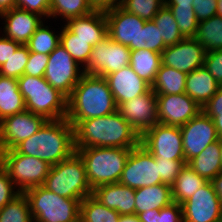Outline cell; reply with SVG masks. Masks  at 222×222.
Instances as JSON below:
<instances>
[{
    "instance_id": "22",
    "label": "cell",
    "mask_w": 222,
    "mask_h": 222,
    "mask_svg": "<svg viewBox=\"0 0 222 222\" xmlns=\"http://www.w3.org/2000/svg\"><path fill=\"white\" fill-rule=\"evenodd\" d=\"M92 196L120 215L135 214V189L120 183L100 185L92 190Z\"/></svg>"
},
{
    "instance_id": "43",
    "label": "cell",
    "mask_w": 222,
    "mask_h": 222,
    "mask_svg": "<svg viewBox=\"0 0 222 222\" xmlns=\"http://www.w3.org/2000/svg\"><path fill=\"white\" fill-rule=\"evenodd\" d=\"M16 190V191H15ZM21 192L9 178L7 171L0 164V209Z\"/></svg>"
},
{
    "instance_id": "35",
    "label": "cell",
    "mask_w": 222,
    "mask_h": 222,
    "mask_svg": "<svg viewBox=\"0 0 222 222\" xmlns=\"http://www.w3.org/2000/svg\"><path fill=\"white\" fill-rule=\"evenodd\" d=\"M87 0H50V18L69 19L82 17L92 13Z\"/></svg>"
},
{
    "instance_id": "8",
    "label": "cell",
    "mask_w": 222,
    "mask_h": 222,
    "mask_svg": "<svg viewBox=\"0 0 222 222\" xmlns=\"http://www.w3.org/2000/svg\"><path fill=\"white\" fill-rule=\"evenodd\" d=\"M0 164L21 193L42 186L51 168L48 162L22 155L15 149L1 151Z\"/></svg>"
},
{
    "instance_id": "48",
    "label": "cell",
    "mask_w": 222,
    "mask_h": 222,
    "mask_svg": "<svg viewBox=\"0 0 222 222\" xmlns=\"http://www.w3.org/2000/svg\"><path fill=\"white\" fill-rule=\"evenodd\" d=\"M159 222H184L182 205L172 202L159 211Z\"/></svg>"
},
{
    "instance_id": "24",
    "label": "cell",
    "mask_w": 222,
    "mask_h": 222,
    "mask_svg": "<svg viewBox=\"0 0 222 222\" xmlns=\"http://www.w3.org/2000/svg\"><path fill=\"white\" fill-rule=\"evenodd\" d=\"M220 84L204 67H199L186 76L185 93L201 108L217 93Z\"/></svg>"
},
{
    "instance_id": "57",
    "label": "cell",
    "mask_w": 222,
    "mask_h": 222,
    "mask_svg": "<svg viewBox=\"0 0 222 222\" xmlns=\"http://www.w3.org/2000/svg\"><path fill=\"white\" fill-rule=\"evenodd\" d=\"M218 139H222V118H213Z\"/></svg>"
},
{
    "instance_id": "30",
    "label": "cell",
    "mask_w": 222,
    "mask_h": 222,
    "mask_svg": "<svg viewBox=\"0 0 222 222\" xmlns=\"http://www.w3.org/2000/svg\"><path fill=\"white\" fill-rule=\"evenodd\" d=\"M161 65V53L146 49L132 50L130 66L142 79L152 85Z\"/></svg>"
},
{
    "instance_id": "45",
    "label": "cell",
    "mask_w": 222,
    "mask_h": 222,
    "mask_svg": "<svg viewBox=\"0 0 222 222\" xmlns=\"http://www.w3.org/2000/svg\"><path fill=\"white\" fill-rule=\"evenodd\" d=\"M203 66L222 85V49L207 52Z\"/></svg>"
},
{
    "instance_id": "4",
    "label": "cell",
    "mask_w": 222,
    "mask_h": 222,
    "mask_svg": "<svg viewBox=\"0 0 222 222\" xmlns=\"http://www.w3.org/2000/svg\"><path fill=\"white\" fill-rule=\"evenodd\" d=\"M84 162L92 190L100 185L119 183L131 149L116 147L75 148Z\"/></svg>"
},
{
    "instance_id": "47",
    "label": "cell",
    "mask_w": 222,
    "mask_h": 222,
    "mask_svg": "<svg viewBox=\"0 0 222 222\" xmlns=\"http://www.w3.org/2000/svg\"><path fill=\"white\" fill-rule=\"evenodd\" d=\"M217 0H194L193 10L198 22L216 15Z\"/></svg>"
},
{
    "instance_id": "28",
    "label": "cell",
    "mask_w": 222,
    "mask_h": 222,
    "mask_svg": "<svg viewBox=\"0 0 222 222\" xmlns=\"http://www.w3.org/2000/svg\"><path fill=\"white\" fill-rule=\"evenodd\" d=\"M207 182L206 179L199 176L188 164H185L171 186L173 202L182 204Z\"/></svg>"
},
{
    "instance_id": "9",
    "label": "cell",
    "mask_w": 222,
    "mask_h": 222,
    "mask_svg": "<svg viewBox=\"0 0 222 222\" xmlns=\"http://www.w3.org/2000/svg\"><path fill=\"white\" fill-rule=\"evenodd\" d=\"M81 69V70H80ZM83 68L59 44L50 54L44 72V78L53 88L59 90L67 98L83 76Z\"/></svg>"
},
{
    "instance_id": "51",
    "label": "cell",
    "mask_w": 222,
    "mask_h": 222,
    "mask_svg": "<svg viewBox=\"0 0 222 222\" xmlns=\"http://www.w3.org/2000/svg\"><path fill=\"white\" fill-rule=\"evenodd\" d=\"M124 0H87L93 11L107 12L121 7Z\"/></svg>"
},
{
    "instance_id": "39",
    "label": "cell",
    "mask_w": 222,
    "mask_h": 222,
    "mask_svg": "<svg viewBox=\"0 0 222 222\" xmlns=\"http://www.w3.org/2000/svg\"><path fill=\"white\" fill-rule=\"evenodd\" d=\"M164 5L163 0H124L121 8L142 20L151 21Z\"/></svg>"
},
{
    "instance_id": "33",
    "label": "cell",
    "mask_w": 222,
    "mask_h": 222,
    "mask_svg": "<svg viewBox=\"0 0 222 222\" xmlns=\"http://www.w3.org/2000/svg\"><path fill=\"white\" fill-rule=\"evenodd\" d=\"M60 31V44L80 67L83 68L87 64L92 51V46L89 44V41L77 38L65 25Z\"/></svg>"
},
{
    "instance_id": "50",
    "label": "cell",
    "mask_w": 222,
    "mask_h": 222,
    "mask_svg": "<svg viewBox=\"0 0 222 222\" xmlns=\"http://www.w3.org/2000/svg\"><path fill=\"white\" fill-rule=\"evenodd\" d=\"M21 45L10 38L0 36V67L15 53Z\"/></svg>"
},
{
    "instance_id": "15",
    "label": "cell",
    "mask_w": 222,
    "mask_h": 222,
    "mask_svg": "<svg viewBox=\"0 0 222 222\" xmlns=\"http://www.w3.org/2000/svg\"><path fill=\"white\" fill-rule=\"evenodd\" d=\"M180 129L186 163L199 155L208 145L218 141L213 119L203 111H200Z\"/></svg>"
},
{
    "instance_id": "25",
    "label": "cell",
    "mask_w": 222,
    "mask_h": 222,
    "mask_svg": "<svg viewBox=\"0 0 222 222\" xmlns=\"http://www.w3.org/2000/svg\"><path fill=\"white\" fill-rule=\"evenodd\" d=\"M173 202L171 186L161 183L135 189V214L146 210H160Z\"/></svg>"
},
{
    "instance_id": "14",
    "label": "cell",
    "mask_w": 222,
    "mask_h": 222,
    "mask_svg": "<svg viewBox=\"0 0 222 222\" xmlns=\"http://www.w3.org/2000/svg\"><path fill=\"white\" fill-rule=\"evenodd\" d=\"M47 121L42 115L25 110L0 121V152L14 149L35 134Z\"/></svg>"
},
{
    "instance_id": "37",
    "label": "cell",
    "mask_w": 222,
    "mask_h": 222,
    "mask_svg": "<svg viewBox=\"0 0 222 222\" xmlns=\"http://www.w3.org/2000/svg\"><path fill=\"white\" fill-rule=\"evenodd\" d=\"M0 222H33L30 205L24 193L0 209Z\"/></svg>"
},
{
    "instance_id": "46",
    "label": "cell",
    "mask_w": 222,
    "mask_h": 222,
    "mask_svg": "<svg viewBox=\"0 0 222 222\" xmlns=\"http://www.w3.org/2000/svg\"><path fill=\"white\" fill-rule=\"evenodd\" d=\"M16 8L50 18V0H16Z\"/></svg>"
},
{
    "instance_id": "59",
    "label": "cell",
    "mask_w": 222,
    "mask_h": 222,
    "mask_svg": "<svg viewBox=\"0 0 222 222\" xmlns=\"http://www.w3.org/2000/svg\"><path fill=\"white\" fill-rule=\"evenodd\" d=\"M218 143H219V147H220V159H221V163H222V139H218Z\"/></svg>"
},
{
    "instance_id": "7",
    "label": "cell",
    "mask_w": 222,
    "mask_h": 222,
    "mask_svg": "<svg viewBox=\"0 0 222 222\" xmlns=\"http://www.w3.org/2000/svg\"><path fill=\"white\" fill-rule=\"evenodd\" d=\"M24 194L33 222H79L81 199L59 196L43 186L30 188Z\"/></svg>"
},
{
    "instance_id": "6",
    "label": "cell",
    "mask_w": 222,
    "mask_h": 222,
    "mask_svg": "<svg viewBox=\"0 0 222 222\" xmlns=\"http://www.w3.org/2000/svg\"><path fill=\"white\" fill-rule=\"evenodd\" d=\"M42 186L69 199L83 200L92 195L84 162L76 152L68 159L52 165Z\"/></svg>"
},
{
    "instance_id": "27",
    "label": "cell",
    "mask_w": 222,
    "mask_h": 222,
    "mask_svg": "<svg viewBox=\"0 0 222 222\" xmlns=\"http://www.w3.org/2000/svg\"><path fill=\"white\" fill-rule=\"evenodd\" d=\"M219 143L208 145L199 155L187 164L201 177L211 181L222 171Z\"/></svg>"
},
{
    "instance_id": "40",
    "label": "cell",
    "mask_w": 222,
    "mask_h": 222,
    "mask_svg": "<svg viewBox=\"0 0 222 222\" xmlns=\"http://www.w3.org/2000/svg\"><path fill=\"white\" fill-rule=\"evenodd\" d=\"M29 53L28 47L21 45L0 67V75L15 79L21 77L28 62Z\"/></svg>"
},
{
    "instance_id": "56",
    "label": "cell",
    "mask_w": 222,
    "mask_h": 222,
    "mask_svg": "<svg viewBox=\"0 0 222 222\" xmlns=\"http://www.w3.org/2000/svg\"><path fill=\"white\" fill-rule=\"evenodd\" d=\"M118 222H141L139 217L134 215H120Z\"/></svg>"
},
{
    "instance_id": "10",
    "label": "cell",
    "mask_w": 222,
    "mask_h": 222,
    "mask_svg": "<svg viewBox=\"0 0 222 222\" xmlns=\"http://www.w3.org/2000/svg\"><path fill=\"white\" fill-rule=\"evenodd\" d=\"M119 183L133 189L162 183L155 157L141 144L131 149Z\"/></svg>"
},
{
    "instance_id": "41",
    "label": "cell",
    "mask_w": 222,
    "mask_h": 222,
    "mask_svg": "<svg viewBox=\"0 0 222 222\" xmlns=\"http://www.w3.org/2000/svg\"><path fill=\"white\" fill-rule=\"evenodd\" d=\"M159 169L161 182L172 186L177 179L182 167L187 164L185 160L155 159Z\"/></svg>"
},
{
    "instance_id": "44",
    "label": "cell",
    "mask_w": 222,
    "mask_h": 222,
    "mask_svg": "<svg viewBox=\"0 0 222 222\" xmlns=\"http://www.w3.org/2000/svg\"><path fill=\"white\" fill-rule=\"evenodd\" d=\"M49 55L30 52L28 62L24 69L25 75L34 77H44V72L48 64Z\"/></svg>"
},
{
    "instance_id": "34",
    "label": "cell",
    "mask_w": 222,
    "mask_h": 222,
    "mask_svg": "<svg viewBox=\"0 0 222 222\" xmlns=\"http://www.w3.org/2000/svg\"><path fill=\"white\" fill-rule=\"evenodd\" d=\"M153 22L156 24L160 32V37L163 39L164 45H175L184 37L180 33L178 24L173 16L172 11L164 5L153 18Z\"/></svg>"
},
{
    "instance_id": "12",
    "label": "cell",
    "mask_w": 222,
    "mask_h": 222,
    "mask_svg": "<svg viewBox=\"0 0 222 222\" xmlns=\"http://www.w3.org/2000/svg\"><path fill=\"white\" fill-rule=\"evenodd\" d=\"M140 144L155 159L185 160L180 127L156 124L140 136Z\"/></svg>"
},
{
    "instance_id": "11",
    "label": "cell",
    "mask_w": 222,
    "mask_h": 222,
    "mask_svg": "<svg viewBox=\"0 0 222 222\" xmlns=\"http://www.w3.org/2000/svg\"><path fill=\"white\" fill-rule=\"evenodd\" d=\"M131 50L115 42L109 36L92 47L89 60L83 72L105 77L130 65Z\"/></svg>"
},
{
    "instance_id": "21",
    "label": "cell",
    "mask_w": 222,
    "mask_h": 222,
    "mask_svg": "<svg viewBox=\"0 0 222 222\" xmlns=\"http://www.w3.org/2000/svg\"><path fill=\"white\" fill-rule=\"evenodd\" d=\"M117 107L125 101L147 93L151 85L140 78L130 65L105 76Z\"/></svg>"
},
{
    "instance_id": "3",
    "label": "cell",
    "mask_w": 222,
    "mask_h": 222,
    "mask_svg": "<svg viewBox=\"0 0 222 222\" xmlns=\"http://www.w3.org/2000/svg\"><path fill=\"white\" fill-rule=\"evenodd\" d=\"M14 149L22 155L44 160L51 166L58 164L76 152L74 127L66 118L47 120L35 134Z\"/></svg>"
},
{
    "instance_id": "58",
    "label": "cell",
    "mask_w": 222,
    "mask_h": 222,
    "mask_svg": "<svg viewBox=\"0 0 222 222\" xmlns=\"http://www.w3.org/2000/svg\"><path fill=\"white\" fill-rule=\"evenodd\" d=\"M216 16L222 17V0H217Z\"/></svg>"
},
{
    "instance_id": "1",
    "label": "cell",
    "mask_w": 222,
    "mask_h": 222,
    "mask_svg": "<svg viewBox=\"0 0 222 222\" xmlns=\"http://www.w3.org/2000/svg\"><path fill=\"white\" fill-rule=\"evenodd\" d=\"M75 148L116 147L132 149L140 135L118 110L109 115L80 121L74 127Z\"/></svg>"
},
{
    "instance_id": "38",
    "label": "cell",
    "mask_w": 222,
    "mask_h": 222,
    "mask_svg": "<svg viewBox=\"0 0 222 222\" xmlns=\"http://www.w3.org/2000/svg\"><path fill=\"white\" fill-rule=\"evenodd\" d=\"M166 6L172 11L182 36L184 38H194L197 32L198 20L196 19L193 6Z\"/></svg>"
},
{
    "instance_id": "2",
    "label": "cell",
    "mask_w": 222,
    "mask_h": 222,
    "mask_svg": "<svg viewBox=\"0 0 222 222\" xmlns=\"http://www.w3.org/2000/svg\"><path fill=\"white\" fill-rule=\"evenodd\" d=\"M117 111L105 77L84 73L67 100L66 119L75 127L80 121Z\"/></svg>"
},
{
    "instance_id": "42",
    "label": "cell",
    "mask_w": 222,
    "mask_h": 222,
    "mask_svg": "<svg viewBox=\"0 0 222 222\" xmlns=\"http://www.w3.org/2000/svg\"><path fill=\"white\" fill-rule=\"evenodd\" d=\"M143 30L144 41L146 42L145 49L161 53L166 48V46L164 45L163 39L160 37L159 29L153 20L145 21Z\"/></svg>"
},
{
    "instance_id": "36",
    "label": "cell",
    "mask_w": 222,
    "mask_h": 222,
    "mask_svg": "<svg viewBox=\"0 0 222 222\" xmlns=\"http://www.w3.org/2000/svg\"><path fill=\"white\" fill-rule=\"evenodd\" d=\"M60 44V33L49 29L44 22L37 28L35 33L30 37L26 46L30 52L42 53L49 55Z\"/></svg>"
},
{
    "instance_id": "26",
    "label": "cell",
    "mask_w": 222,
    "mask_h": 222,
    "mask_svg": "<svg viewBox=\"0 0 222 222\" xmlns=\"http://www.w3.org/2000/svg\"><path fill=\"white\" fill-rule=\"evenodd\" d=\"M25 110L17 79L0 75V121Z\"/></svg>"
},
{
    "instance_id": "18",
    "label": "cell",
    "mask_w": 222,
    "mask_h": 222,
    "mask_svg": "<svg viewBox=\"0 0 222 222\" xmlns=\"http://www.w3.org/2000/svg\"><path fill=\"white\" fill-rule=\"evenodd\" d=\"M205 48L195 38H184L161 52V64L189 74L204 65Z\"/></svg>"
},
{
    "instance_id": "55",
    "label": "cell",
    "mask_w": 222,
    "mask_h": 222,
    "mask_svg": "<svg viewBox=\"0 0 222 222\" xmlns=\"http://www.w3.org/2000/svg\"><path fill=\"white\" fill-rule=\"evenodd\" d=\"M194 0H166L165 5L193 6Z\"/></svg>"
},
{
    "instance_id": "19",
    "label": "cell",
    "mask_w": 222,
    "mask_h": 222,
    "mask_svg": "<svg viewBox=\"0 0 222 222\" xmlns=\"http://www.w3.org/2000/svg\"><path fill=\"white\" fill-rule=\"evenodd\" d=\"M159 123L181 127L194 118L202 108L186 93L156 95Z\"/></svg>"
},
{
    "instance_id": "16",
    "label": "cell",
    "mask_w": 222,
    "mask_h": 222,
    "mask_svg": "<svg viewBox=\"0 0 222 222\" xmlns=\"http://www.w3.org/2000/svg\"><path fill=\"white\" fill-rule=\"evenodd\" d=\"M184 222H218L222 206L211 181L182 204Z\"/></svg>"
},
{
    "instance_id": "53",
    "label": "cell",
    "mask_w": 222,
    "mask_h": 222,
    "mask_svg": "<svg viewBox=\"0 0 222 222\" xmlns=\"http://www.w3.org/2000/svg\"><path fill=\"white\" fill-rule=\"evenodd\" d=\"M211 183L222 206V171L211 180Z\"/></svg>"
},
{
    "instance_id": "32",
    "label": "cell",
    "mask_w": 222,
    "mask_h": 222,
    "mask_svg": "<svg viewBox=\"0 0 222 222\" xmlns=\"http://www.w3.org/2000/svg\"><path fill=\"white\" fill-rule=\"evenodd\" d=\"M120 214L101 204L92 195L80 202L79 222H118Z\"/></svg>"
},
{
    "instance_id": "29",
    "label": "cell",
    "mask_w": 222,
    "mask_h": 222,
    "mask_svg": "<svg viewBox=\"0 0 222 222\" xmlns=\"http://www.w3.org/2000/svg\"><path fill=\"white\" fill-rule=\"evenodd\" d=\"M186 76L184 72L161 64L151 89L156 95L185 93Z\"/></svg>"
},
{
    "instance_id": "5",
    "label": "cell",
    "mask_w": 222,
    "mask_h": 222,
    "mask_svg": "<svg viewBox=\"0 0 222 222\" xmlns=\"http://www.w3.org/2000/svg\"><path fill=\"white\" fill-rule=\"evenodd\" d=\"M17 82L26 110L47 120L66 118L68 98L49 85L44 77L23 74Z\"/></svg>"
},
{
    "instance_id": "31",
    "label": "cell",
    "mask_w": 222,
    "mask_h": 222,
    "mask_svg": "<svg viewBox=\"0 0 222 222\" xmlns=\"http://www.w3.org/2000/svg\"><path fill=\"white\" fill-rule=\"evenodd\" d=\"M205 48V52L222 49V17L213 16L198 22L194 37Z\"/></svg>"
},
{
    "instance_id": "20",
    "label": "cell",
    "mask_w": 222,
    "mask_h": 222,
    "mask_svg": "<svg viewBox=\"0 0 222 222\" xmlns=\"http://www.w3.org/2000/svg\"><path fill=\"white\" fill-rule=\"evenodd\" d=\"M0 18L4 20L3 36L20 45H26L43 23L42 16L16 7L1 12Z\"/></svg>"
},
{
    "instance_id": "17",
    "label": "cell",
    "mask_w": 222,
    "mask_h": 222,
    "mask_svg": "<svg viewBox=\"0 0 222 222\" xmlns=\"http://www.w3.org/2000/svg\"><path fill=\"white\" fill-rule=\"evenodd\" d=\"M117 110L140 136L159 123L156 94L152 89L134 99L122 102Z\"/></svg>"
},
{
    "instance_id": "23",
    "label": "cell",
    "mask_w": 222,
    "mask_h": 222,
    "mask_svg": "<svg viewBox=\"0 0 222 222\" xmlns=\"http://www.w3.org/2000/svg\"><path fill=\"white\" fill-rule=\"evenodd\" d=\"M77 38L88 40L93 47L108 36V26L105 12L92 13L72 18L64 24Z\"/></svg>"
},
{
    "instance_id": "54",
    "label": "cell",
    "mask_w": 222,
    "mask_h": 222,
    "mask_svg": "<svg viewBox=\"0 0 222 222\" xmlns=\"http://www.w3.org/2000/svg\"><path fill=\"white\" fill-rule=\"evenodd\" d=\"M16 7V0H0V13Z\"/></svg>"
},
{
    "instance_id": "49",
    "label": "cell",
    "mask_w": 222,
    "mask_h": 222,
    "mask_svg": "<svg viewBox=\"0 0 222 222\" xmlns=\"http://www.w3.org/2000/svg\"><path fill=\"white\" fill-rule=\"evenodd\" d=\"M202 111L211 119L222 118V85L217 93L202 107Z\"/></svg>"
},
{
    "instance_id": "52",
    "label": "cell",
    "mask_w": 222,
    "mask_h": 222,
    "mask_svg": "<svg viewBox=\"0 0 222 222\" xmlns=\"http://www.w3.org/2000/svg\"><path fill=\"white\" fill-rule=\"evenodd\" d=\"M159 211L157 209L146 210L137 216L141 222H159Z\"/></svg>"
},
{
    "instance_id": "13",
    "label": "cell",
    "mask_w": 222,
    "mask_h": 222,
    "mask_svg": "<svg viewBox=\"0 0 222 222\" xmlns=\"http://www.w3.org/2000/svg\"><path fill=\"white\" fill-rule=\"evenodd\" d=\"M108 36L117 43L126 45L131 51L145 49L142 20L135 14H131L121 7L105 12Z\"/></svg>"
}]
</instances>
